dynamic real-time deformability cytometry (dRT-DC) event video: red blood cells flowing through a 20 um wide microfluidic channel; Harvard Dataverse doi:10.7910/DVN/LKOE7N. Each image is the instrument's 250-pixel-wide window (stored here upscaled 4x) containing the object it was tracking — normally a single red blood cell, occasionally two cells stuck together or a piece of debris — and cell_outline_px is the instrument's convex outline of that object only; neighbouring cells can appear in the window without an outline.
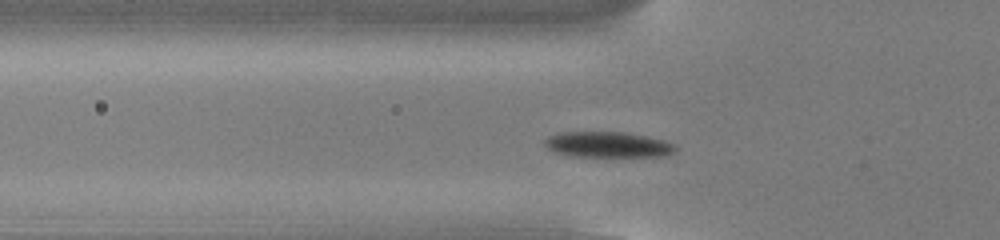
{"species": "common noctule bat (a hibernating species)", "species_latin": "Nyctalus noctula", "temperature_condition": "cold", "stored_images_in_passage": 44, "camera_frame_rate_fps": 3000, "um_per_image_px": 0.085, "animal": {"sex": "male", "body_mass_g": 13.0, "forearm_length_mm": 53.1}, "frame": {"image": 1, "passage_image": 9, "time_ms": 2.667, "image_size_px": [1000, 240], "cell_outline_px": [[680, 148], [676, 152], [668, 156], [568, 156], [552, 152], [544, 144], [544, 140], [548, 136], [560, 132], [628, 132], [664, 140]], "centroid_in_image_um": [51.68, 12.29], "position_along_channel_um": 74.1, "area_um2": 19.83}}
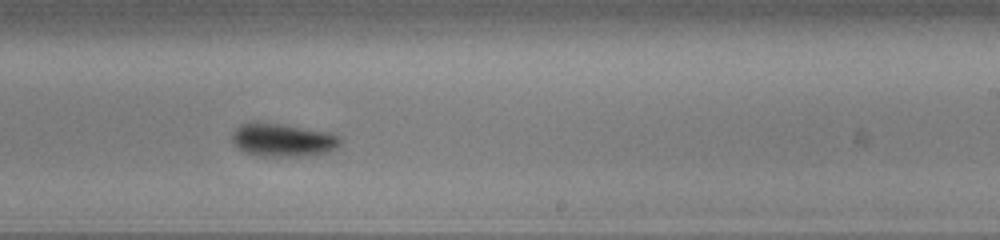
{"frame": {"image": 2, "passage_image": 24, "time_ms": 7.667, "image_size_px": [1000, 240], "cell_outline_px": [[340, 144], [336, 148], [328, 152], [308, 156], [260, 156], [244, 152], [232, 144], [232, 132], [240, 124], [252, 120], [256, 120], [284, 124], [332, 132], [340, 136]], "centroid_in_image_um": [24.01, 11.87], "position_along_channel_um": 265.0, "area_um2": 21.62}}
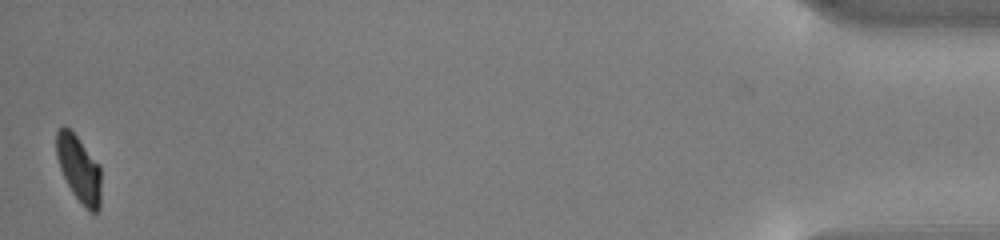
{"frame": {"image": 3, "passage_image": 44, "time_ms": 14.333, "image_size_px": [1000, 240], "cell_outline_px": [[100, 208], [96, 212], [88, 212], [72, 192], [60, 168], [56, 156], [56, 132], [64, 124], [76, 136], [100, 164]], "centroid_in_image_um": [6.71, 14.36], "position_along_channel_um": 428.5, "area_um2": 17.28}, "authors_computed_cell_mechanics": {"area_um2": 19.8254, "velocity_mm_per_s": 3.8174, "shape_relaxation_time_tau1_ms": 1.9207, "shape_relaxation_time_tau2_ms": null, "deformation_change_tau1": 0.1388, "deformation_change_tau2": null}}